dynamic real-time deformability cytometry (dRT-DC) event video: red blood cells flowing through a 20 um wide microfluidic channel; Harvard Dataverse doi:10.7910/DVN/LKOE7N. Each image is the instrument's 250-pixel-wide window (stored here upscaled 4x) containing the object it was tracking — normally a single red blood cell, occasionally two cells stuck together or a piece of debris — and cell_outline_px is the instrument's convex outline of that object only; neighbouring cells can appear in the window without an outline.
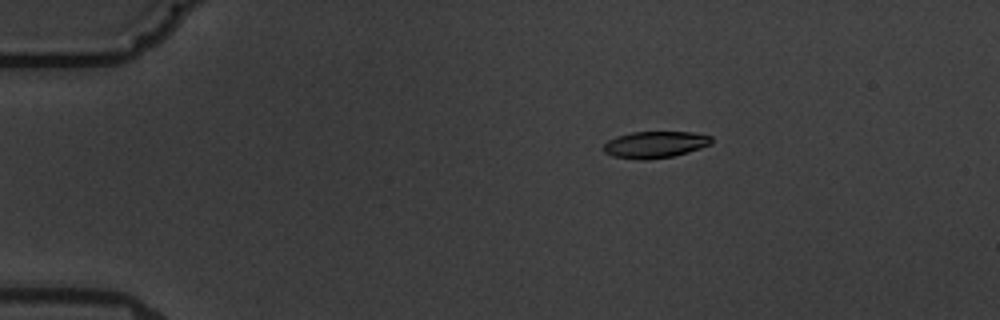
{"species": "common noctule bat (a hibernating species)", "species_latin": "Nyctalus noctula", "temperature_condition": "warm", "stored_images_in_passage": 5, "camera_frame_rate_fps": 3000, "um_per_image_px": 0.085, "animal": {"sex": "male", "body_mass_g": 19.5, "forearm_length_mm": 54.6}, "frame": {"image": 1, "passage_image": 4, "time_ms": 3.333, "image_size_px": [1000, 320], "cell_outline_px": [[712, 144], [688, 152], [672, 156], [648, 160], [640, 160], [612, 156], [604, 152], [604, 144], [608, 140], [616, 136], [632, 132], [692, 132], [712, 136]], "centroid_in_image_um": [55.68, 12.29], "position_along_channel_um": 29.3, "area_um2": 16.82}}